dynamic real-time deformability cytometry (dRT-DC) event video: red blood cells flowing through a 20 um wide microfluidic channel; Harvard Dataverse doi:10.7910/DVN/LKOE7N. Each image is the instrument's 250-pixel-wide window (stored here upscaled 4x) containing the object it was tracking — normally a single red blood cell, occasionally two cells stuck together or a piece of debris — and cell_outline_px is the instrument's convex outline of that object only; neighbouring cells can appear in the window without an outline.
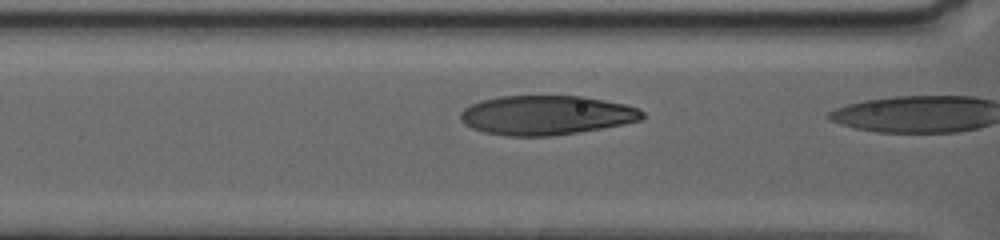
{"species": "human", "species_latin": "Homo sapiens", "temperature_condition": "warm", "stored_images_in_passage": 17, "camera_frame_rate_fps": 3000, "um_per_image_px": 0.085, "donor": {"sex": "female"}, "frame": {"image": 1, "passage_image": 16, "time_ms": 6.333, "image_size_px": [1000, 240], "cell_outline_px": [[644, 116], [640, 120], [624, 124], [552, 136], [504, 136], [484, 132], [472, 128], [464, 124], [460, 120], [460, 112], [464, 108], [480, 100], [500, 96], [584, 96], [624, 104], [636, 108], [644, 112]], "centroid_in_image_um": [46.39, 9.79], "position_along_channel_um": 120.2, "area_um2": 41.67}}